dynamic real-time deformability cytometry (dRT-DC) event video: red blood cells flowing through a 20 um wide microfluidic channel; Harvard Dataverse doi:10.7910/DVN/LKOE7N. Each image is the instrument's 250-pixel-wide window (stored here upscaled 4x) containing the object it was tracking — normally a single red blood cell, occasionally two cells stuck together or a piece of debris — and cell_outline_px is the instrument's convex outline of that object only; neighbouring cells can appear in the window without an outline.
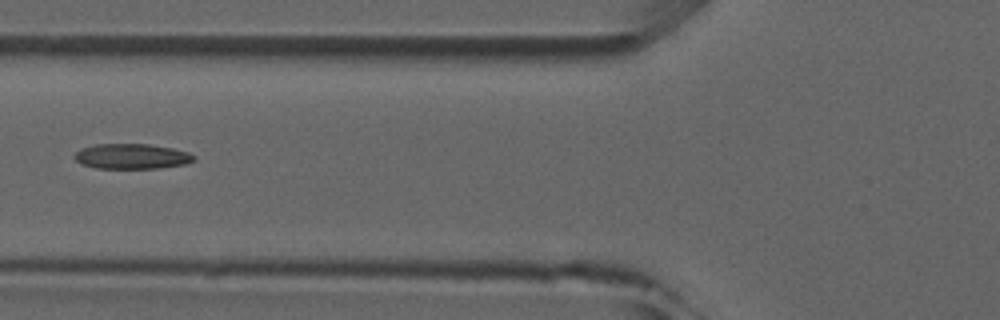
{"species": "common noctule bat (a hibernating species)", "species_latin": "Nyctalus noctula", "temperature_condition": "room temperature", "stored_images_in_passage": 6, "camera_frame_rate_fps": 3000, "um_per_image_px": 0.085, "animal": {"sex": "male", "forearm_length_mm": 52.5}, "frame": {"image": 1, "passage_image": 6, "time_ms": 5.667, "image_size_px": [1000, 320], "cell_outline_px": [[196, 160], [184, 164], [160, 168], [96, 168], [80, 164], [72, 156], [80, 148], [96, 144], [148, 144], [172, 148], [188, 152], [196, 156]], "centroid_in_image_um": [11.18, 13.29], "position_along_channel_um": 114.6, "area_um2": 17.63}}